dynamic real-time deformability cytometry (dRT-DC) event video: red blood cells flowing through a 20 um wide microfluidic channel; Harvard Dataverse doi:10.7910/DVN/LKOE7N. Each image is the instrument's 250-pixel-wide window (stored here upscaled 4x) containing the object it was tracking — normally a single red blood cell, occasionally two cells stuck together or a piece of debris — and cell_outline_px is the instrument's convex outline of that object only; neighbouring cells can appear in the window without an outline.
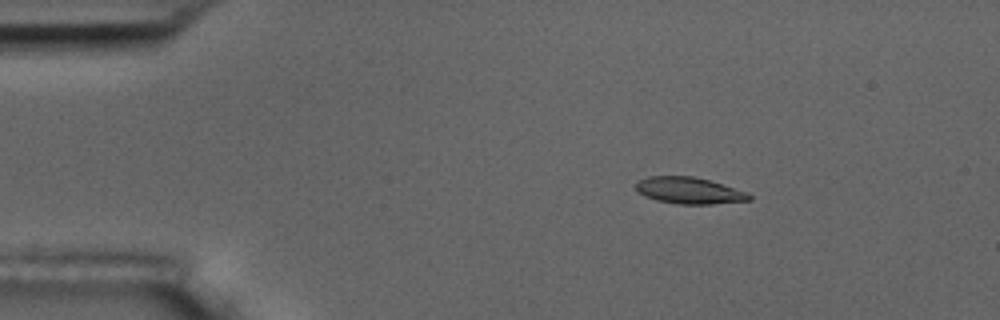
{"species": "common noctule bat (a hibernating species)", "species_latin": "Nyctalus noctula", "temperature_condition": "room temperature", "stored_images_in_passage": 5, "camera_frame_rate_fps": 3000, "um_per_image_px": 0.085, "animal": {"sex": "male", "body_mass_g": 17.5, "forearm_length_mm": 52.3}, "frame": {"image": 1, "passage_image": 3, "time_ms": 2.333, "image_size_px": [1000, 320], "cell_outline_px": [[752, 200], [712, 204], [676, 204], [656, 200], [644, 196], [636, 192], [636, 184], [640, 180], [648, 176], [692, 176], [708, 180], [748, 192], [752, 196]], "centroid_in_image_um": [58.57, 16.2], "position_along_channel_um": 26.4, "area_um2": 17.57}}